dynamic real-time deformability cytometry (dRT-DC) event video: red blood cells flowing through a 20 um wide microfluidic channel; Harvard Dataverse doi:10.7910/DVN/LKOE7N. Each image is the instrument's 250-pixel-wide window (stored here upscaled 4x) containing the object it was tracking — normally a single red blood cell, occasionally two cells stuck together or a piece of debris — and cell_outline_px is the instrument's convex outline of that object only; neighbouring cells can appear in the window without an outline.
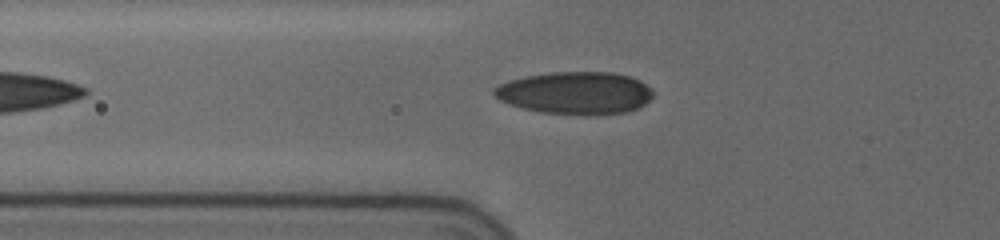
{"species": "human", "species_latin": "Homo sapiens", "temperature_condition": "cold", "stored_images_in_passage": 38, "camera_frame_rate_fps": 3000, "um_per_image_px": 0.085, "donor": {"sex": "female"}, "frame": {"image": 1, "passage_image": 4, "time_ms": 1.0, "image_size_px": [1000, 240], "cell_outline_px": [[652, 96], [644, 104], [636, 108], [624, 112], [540, 112], [524, 108], [500, 100], [492, 92], [492, 88], [508, 80], [524, 76], [552, 72], [612, 72], [632, 76], [640, 80], [652, 92]], "centroid_in_image_um": [48.86, 7.84], "position_along_channel_um": 76.9, "area_um2": 38.15}}
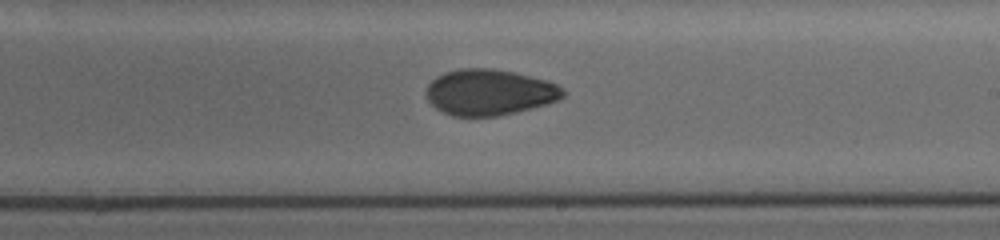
{"frame": {"image": 2, "passage_image": 18, "time_ms": 5.667, "image_size_px": [1000, 240], "cell_outline_px": [[564, 96], [556, 100], [544, 104], [516, 112], [496, 116], [452, 116], [436, 108], [428, 100], [424, 92], [428, 84], [436, 76], [444, 72], [460, 68], [492, 68], [512, 72], [544, 80], [556, 84], [564, 92]], "centroid_in_image_um": [41.52, 7.84], "position_along_channel_um": 247.5, "area_um2": 36.3}}
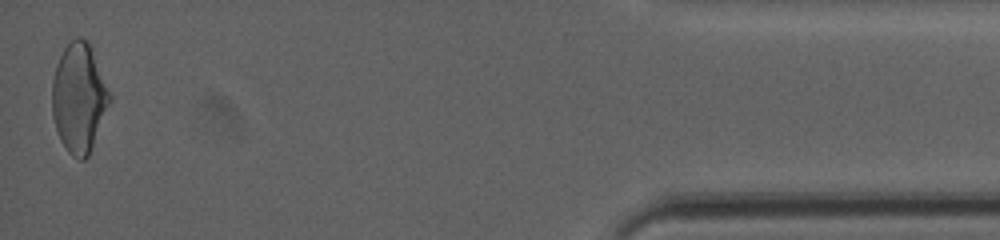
{"frame": {"image": 3, "passage_image": 38, "time_ms": 12.333, "image_size_px": [1000, 240], "cell_outline_px": [[112, 100], [88, 156], [84, 160], [80, 160], [72, 156], [68, 152], [60, 140], [52, 116], [52, 80], [56, 64], [64, 48], [76, 36], [88, 40], [92, 48], [112, 96]], "centroid_in_image_um": [6.72, 8.31], "position_along_channel_um": 428.5, "area_um2": 36.88}, "authors_computed_cell_mechanics": {"area_um2": 36.3273, "velocity_mm_per_s": 3.6884, "shape_relaxation_time_tau1_ms": 5.1122, "shape_relaxation_time_tau2_ms": 4.0279, "deformation_change_tau1": 0.1226, "deformation_change_tau2": 0.0768}}